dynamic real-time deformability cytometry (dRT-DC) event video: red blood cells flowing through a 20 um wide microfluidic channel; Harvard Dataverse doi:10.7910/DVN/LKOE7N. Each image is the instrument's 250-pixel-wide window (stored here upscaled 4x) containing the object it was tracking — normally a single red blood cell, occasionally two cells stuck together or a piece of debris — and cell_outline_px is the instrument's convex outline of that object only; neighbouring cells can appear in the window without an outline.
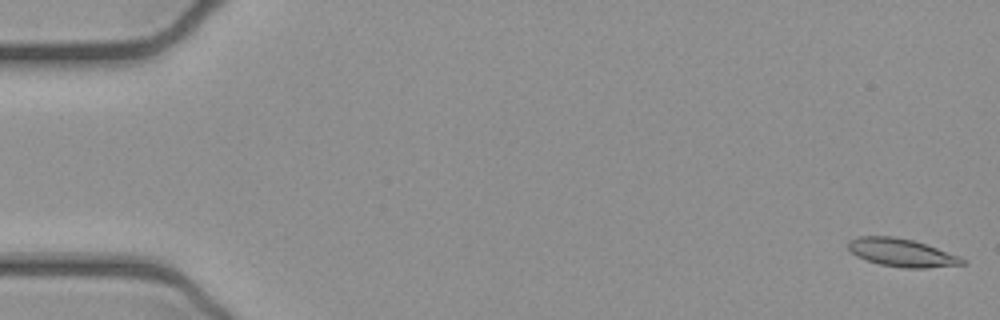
{"species": "common noctule bat (a hibernating species)", "species_latin": "Nyctalus noctula", "temperature_condition": "cold", "stored_images_in_passage": 52, "camera_frame_rate_fps": 3000, "um_per_image_px": 0.085, "animal": {"sex": "female", "body_mass_g": 21.9}, "frame": {"image": 1, "passage_image": 1, "time_ms": 0.0, "image_size_px": [1000, 320], "cell_outline_px": [[964, 264], [928, 268], [904, 268], [880, 264], [856, 256], [848, 248], [848, 240], [856, 236], [892, 236], [912, 240], [960, 256], [964, 260]], "centroid_in_image_um": [76.6, 21.47], "position_along_channel_um": 8.4, "area_um2": 18.44}}
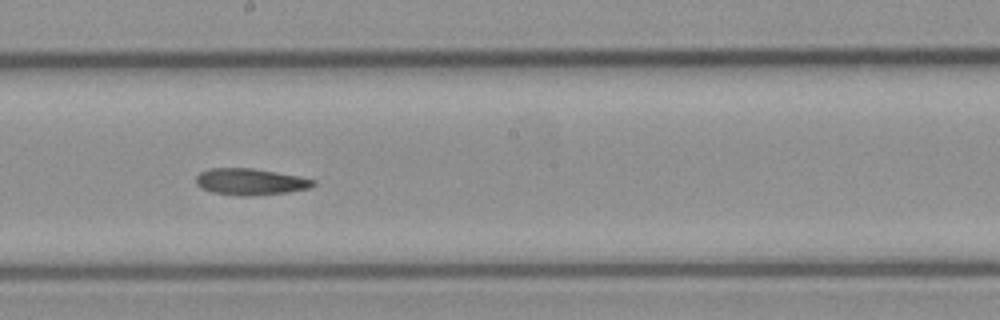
{"frame": {"image": 2, "passage_image": 29, "time_ms": 9.333, "image_size_px": [1000, 320], "cell_outline_px": [[316, 184], [308, 188], [288, 192], [252, 196], [236, 196], [212, 192], [200, 188], [196, 184], [196, 176], [200, 172], [208, 168], [252, 168], [300, 176], [316, 180]], "centroid_in_image_um": [21.26, 15.45], "position_along_channel_um": 226.9, "area_um2": 18.32}}
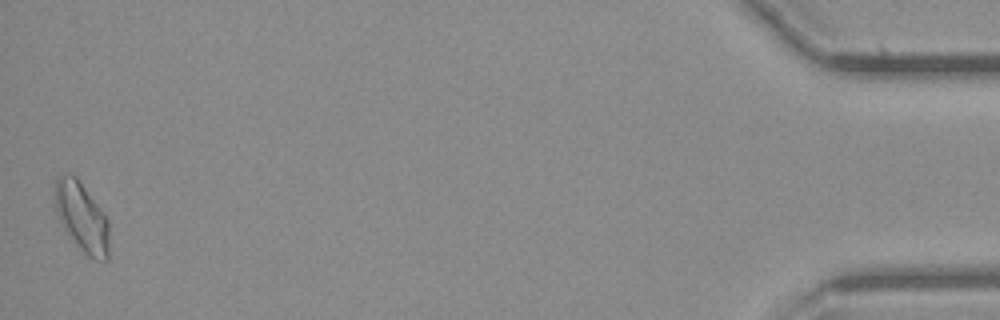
{"frame": {"image": 3, "passage_image": 52, "time_ms": 17.0, "image_size_px": [1000, 320], "cell_outline_px": [[108, 260], [96, 260], [84, 256], [64, 228], [56, 216], [52, 200], [52, 188], [56, 176], [64, 172], [68, 172], [76, 176], [108, 220]], "centroid_in_image_um": [6.86, 18.41], "position_along_channel_um": 428.3, "area_um2": 22.6}}